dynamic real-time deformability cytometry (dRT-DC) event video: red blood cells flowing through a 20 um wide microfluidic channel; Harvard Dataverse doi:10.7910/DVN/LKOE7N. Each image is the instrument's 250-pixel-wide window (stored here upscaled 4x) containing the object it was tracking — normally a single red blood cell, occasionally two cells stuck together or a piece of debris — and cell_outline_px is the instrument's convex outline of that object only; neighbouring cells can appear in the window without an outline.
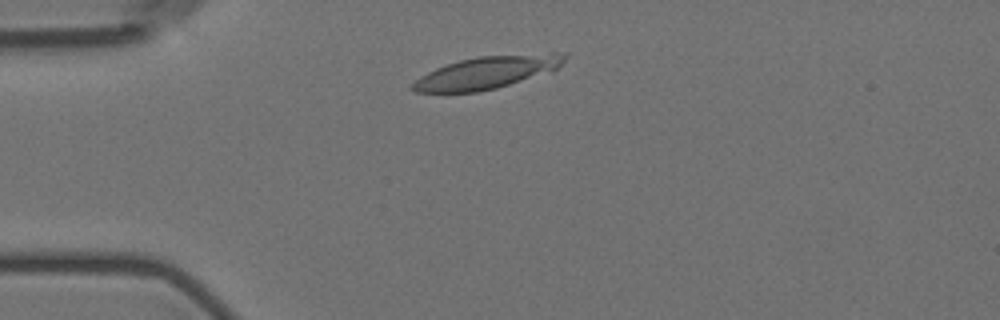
{"species": "Egyptian fruit bat (a non-hibernating species)", "species_latin": "Rousettus aegyptiacus", "temperature_condition": "room temperature", "stored_images_in_passage": 4, "camera_frame_rate_fps": 3000, "um_per_image_px": 0.085, "animal": {"sex": "female"}, "frame": {"image": 1, "passage_image": 2, "time_ms": 1.333, "image_size_px": [1000, 320], "cell_outline_px": [[568, 56], [552, 72], [496, 88], [476, 92], [416, 92], [408, 88], [420, 76], [436, 68], [460, 60], [476, 56], [552, 52], [568, 52]], "centroid_in_image_um": [41.44, 6.14], "position_along_channel_um": 43.6, "area_um2": 28.96}}